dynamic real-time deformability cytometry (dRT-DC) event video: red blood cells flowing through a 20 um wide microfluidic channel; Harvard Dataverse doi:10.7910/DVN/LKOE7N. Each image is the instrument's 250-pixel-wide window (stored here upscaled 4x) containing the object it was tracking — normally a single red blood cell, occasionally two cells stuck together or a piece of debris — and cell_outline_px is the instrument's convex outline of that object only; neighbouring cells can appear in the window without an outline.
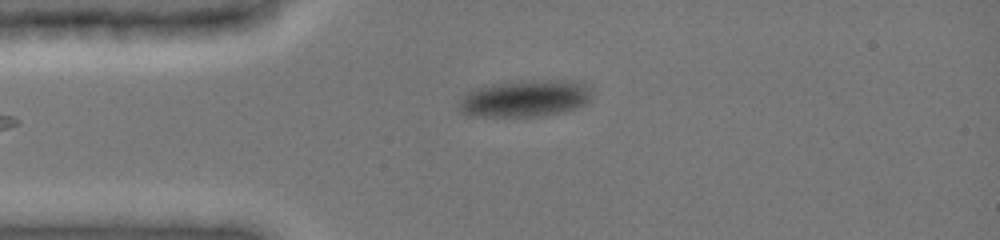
{"species": "common noctule bat (a hibernating species)", "species_latin": "Nyctalus noctula", "temperature_condition": "cold", "stored_images_in_passage": 4, "camera_frame_rate_fps": 3000, "um_per_image_px": 0.085, "animal": {"sex": "female", "body_mass_g": 19.0, "forearm_length_mm": 51.5}, "frame": {"image": 1, "passage_image": 4, "time_ms": 2.667, "image_size_px": [1000, 240], "cell_outline_px": [[592, 96], [584, 104], [560, 112], [540, 116], [472, 116], [460, 112], [460, 104], [464, 96], [468, 92], [492, 84], [536, 80], [572, 80], [584, 84]], "centroid_in_image_um": [44.63, 8.37], "position_along_channel_um": 40.4, "area_um2": 27.8}}